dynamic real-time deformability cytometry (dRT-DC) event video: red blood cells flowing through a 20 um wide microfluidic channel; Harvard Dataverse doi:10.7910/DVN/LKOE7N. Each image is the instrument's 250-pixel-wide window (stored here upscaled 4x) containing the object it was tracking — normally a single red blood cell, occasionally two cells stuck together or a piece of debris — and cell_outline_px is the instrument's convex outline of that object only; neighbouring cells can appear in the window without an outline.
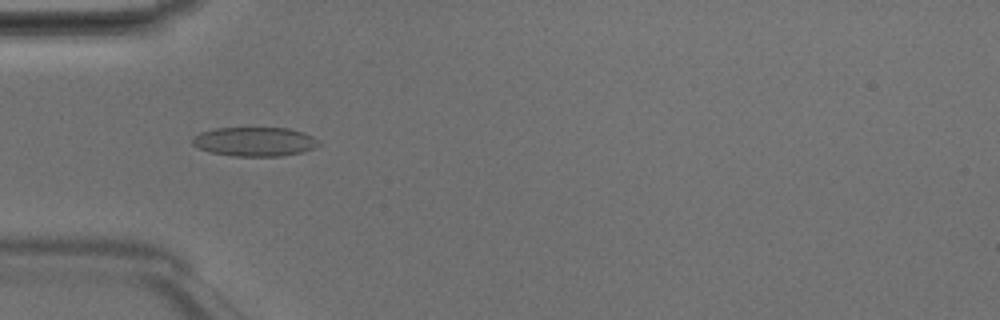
{"species": "Egyptian fruit bat (a non-hibernating species)", "species_latin": "Rousettus aegyptiacus", "temperature_condition": "room temperature", "stored_images_in_passage": 48, "camera_frame_rate_fps": 3000, "um_per_image_px": 0.085, "animal": {"sex": "male"}, "frame": {"image": 1, "passage_image": 15, "time_ms": 4.667, "image_size_px": [1000, 320], "cell_outline_px": [[320, 144], [312, 148], [300, 152], [280, 156], [232, 156], [208, 152], [192, 144], [192, 136], [200, 132], [212, 128], [288, 128], [304, 132], [312, 136]], "centroid_in_image_um": [21.58, 12.03], "position_along_channel_um": 63.4, "area_um2": 21.44}}
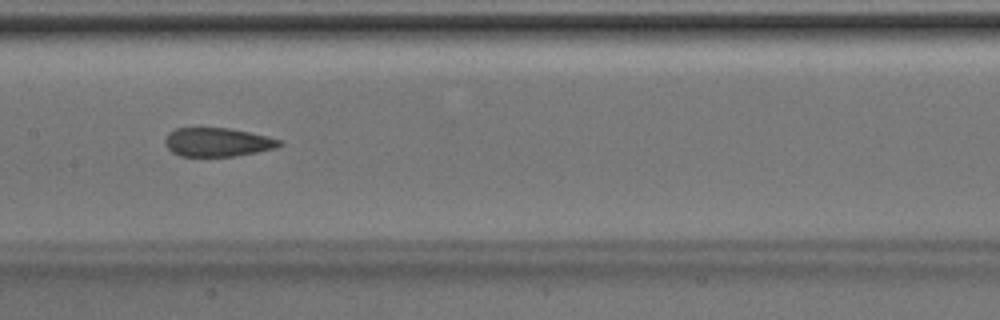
{"frame": {"image": 2, "passage_image": 24, "time_ms": 7.667, "image_size_px": [1000, 320], "cell_outline_px": [[284, 144], [276, 148], [236, 156], [180, 156], [172, 152], [164, 144], [164, 140], [168, 132], [176, 128], [228, 128], [268, 136], [280, 140]], "centroid_in_image_um": [18.47, 12.08], "position_along_channel_um": 188.9, "area_um2": 19.19}}
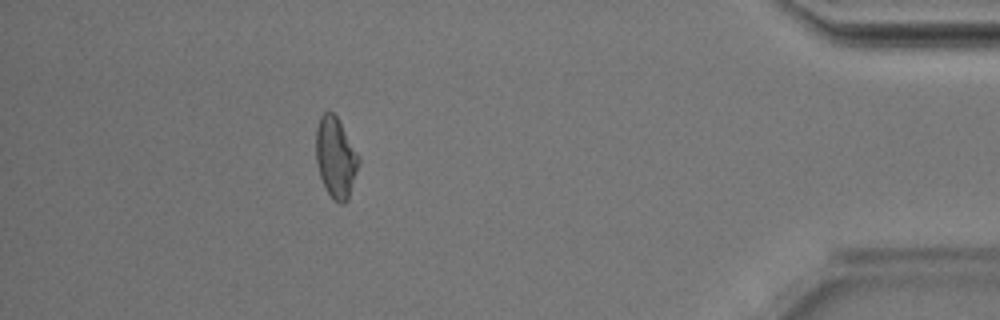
{"frame": {"image": 3, "passage_image": 43, "time_ms": 14.0, "image_size_px": [1000, 320], "cell_outline_px": [[360, 160], [348, 196], [344, 204], [340, 204], [332, 200], [320, 176], [316, 160], [316, 128], [320, 116], [324, 112], [332, 112], [336, 116]], "centroid_in_image_um": [28.5, 13.4], "position_along_channel_um": 406.7, "area_um2": 19.42}, "authors_computed_cell_mechanics": {"area_um2": 20.2011, "velocity_mm_per_s": 4.2276, "shape_relaxation_time_tau1_ms": null, "shape_relaxation_time_tau2_ms": 1.6785, "deformation_change_tau1": null, "deformation_change_tau2": 0.0935}}